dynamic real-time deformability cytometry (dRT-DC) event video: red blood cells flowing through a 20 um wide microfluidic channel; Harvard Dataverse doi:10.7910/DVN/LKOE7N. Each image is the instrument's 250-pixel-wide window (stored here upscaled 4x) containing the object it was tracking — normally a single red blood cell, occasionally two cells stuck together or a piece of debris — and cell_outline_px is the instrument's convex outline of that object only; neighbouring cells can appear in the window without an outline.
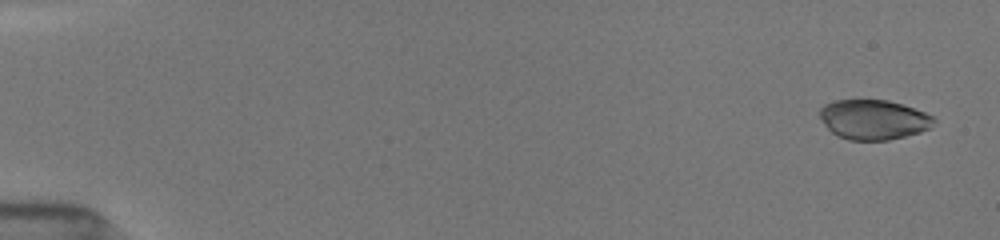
{"species": "common noctule bat (a hibernating species)", "species_latin": "Nyctalus noctula", "temperature_condition": "room temperature", "stored_images_in_passage": 63, "camera_frame_rate_fps": 3000, "um_per_image_px": 0.085, "animal": {"sex": "female", "body_mass_g": 19.5, "forearm_length_mm": 54.1}, "frame": {"image": 1, "passage_image": 2, "time_ms": 0.333, "image_size_px": [1000, 240], "cell_outline_px": [[936, 120], [928, 128], [920, 132], [888, 140], [848, 140], [832, 132], [824, 124], [820, 116], [820, 108], [824, 104], [836, 100], [888, 100], [904, 104], [924, 112], [932, 116]], "centroid_in_image_um": [74.24, 10.15], "position_along_channel_um": 10.8, "area_um2": 26.3}}
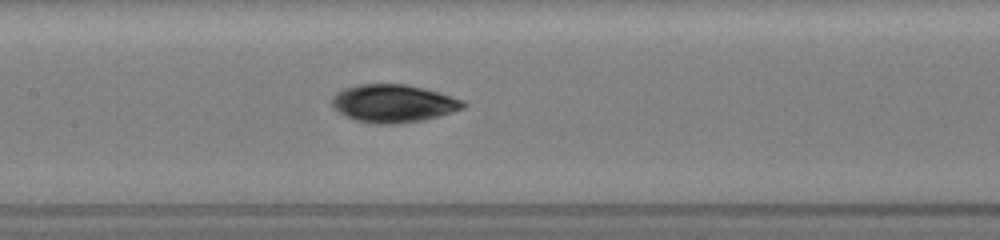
{"frame": {"image": 2, "passage_image": 29, "time_ms": 8.333, "image_size_px": [1000, 240], "cell_outline_px": [[468, 104], [464, 108], [440, 116], [424, 120], [396, 124], [376, 124], [356, 120], [344, 116], [332, 108], [332, 96], [336, 92], [344, 88], [360, 84], [404, 84], [424, 88], [440, 92], [464, 100]], "centroid_in_image_um": [33.44, 8.79], "position_along_channel_um": 174.0, "area_um2": 29.3}}
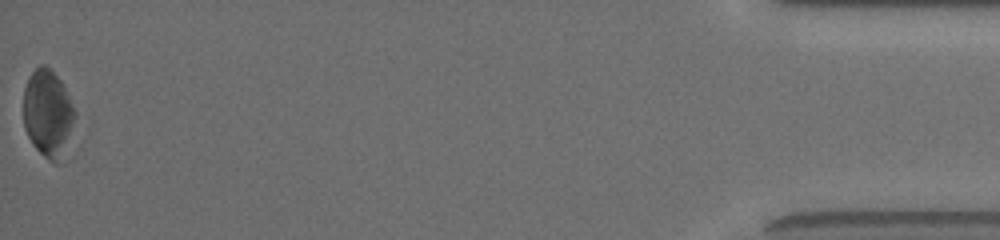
{"frame": {"image": 3, "passage_image": 63, "time_ms": 17.0, "image_size_px": [1000, 240], "cell_outline_px": [[80, 120], [72, 156], [64, 164], [56, 164], [48, 160], [32, 144], [24, 128], [24, 88], [28, 76], [40, 64], [44, 64], [64, 84]], "centroid_in_image_um": [4.24, 9.84], "position_along_channel_um": 431.0, "area_um2": 28.73}, "authors_computed_cell_mechanics": {"area_um2": 28.033, "velocity_mm_per_s": 3.9737, "shape_relaxation_time_tau1_ms": 1.7899, "shape_relaxation_time_tau2_ms": null, "deformation_change_tau1": 0.0763, "deformation_change_tau2": null}}